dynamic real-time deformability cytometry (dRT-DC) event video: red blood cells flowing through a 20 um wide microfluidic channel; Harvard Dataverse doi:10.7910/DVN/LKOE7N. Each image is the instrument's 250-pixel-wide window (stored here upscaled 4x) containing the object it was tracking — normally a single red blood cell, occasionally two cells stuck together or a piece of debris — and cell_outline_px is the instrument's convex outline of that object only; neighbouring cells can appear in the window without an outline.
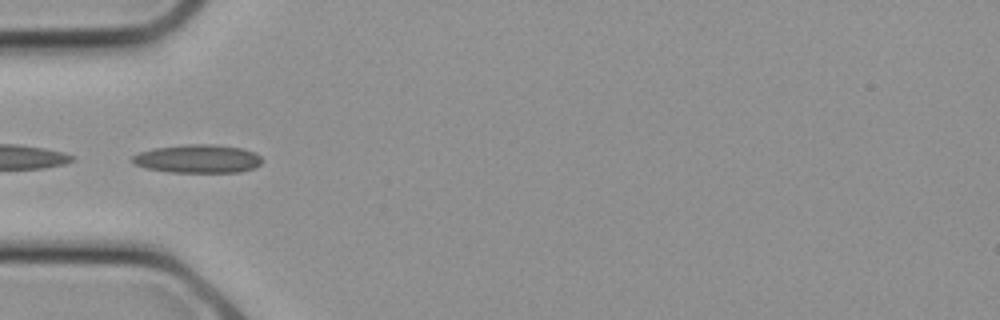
{"species": "common noctule bat (a hibernating species)", "species_latin": "Nyctalus noctula", "temperature_condition": "cold", "stored_images_in_passage": 14, "camera_frame_rate_fps": 3000, "um_per_image_px": 0.085, "animal": {"sex": "female", "body_mass_g": 21.9}, "frame": {"image": 1, "passage_image": 8, "time_ms": 2.333, "image_size_px": [1000, 320], "cell_outline_px": [[264, 160], [260, 164], [252, 168], [240, 172], [168, 172], [144, 168], [132, 164], [132, 156], [140, 152], [152, 148], [184, 144], [216, 144], [244, 148], [256, 152]], "centroid_in_image_um": [16.81, 13.49], "position_along_channel_um": 68.2, "area_um2": 21.85}}
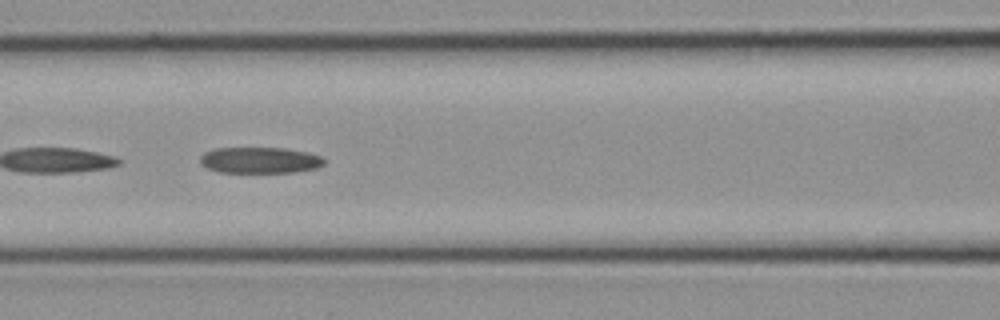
{"frame": {"image": 2, "passage_image": 11, "time_ms": 3.333, "image_size_px": [1000, 320], "cell_outline_px": [[324, 164], [316, 168], [296, 172], [220, 172], [208, 168], [200, 164], [200, 156], [204, 152], [216, 148], [284, 148], [308, 152], [320, 156], [324, 160]], "centroid_in_image_um": [22.08, 13.61], "position_along_channel_um": 144.5, "area_um2": 18.84}}
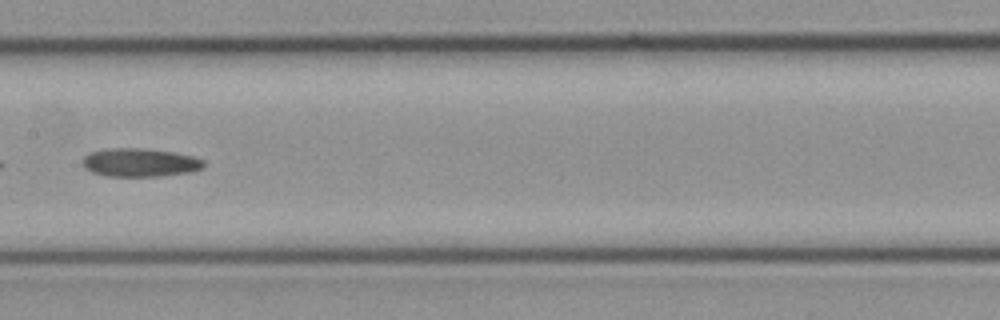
{"frame": {"image": 3, "passage_image": 13, "time_ms": 4.0, "image_size_px": [1000, 320], "cell_outline_px": [[204, 168], [192, 172], [160, 176], [108, 176], [92, 172], [84, 168], [80, 160], [88, 152], [108, 148], [148, 148], [176, 152], [192, 156], [204, 160]], "centroid_in_image_um": [11.88, 13.8], "position_along_channel_um": 195.5, "area_um2": 20.46}}